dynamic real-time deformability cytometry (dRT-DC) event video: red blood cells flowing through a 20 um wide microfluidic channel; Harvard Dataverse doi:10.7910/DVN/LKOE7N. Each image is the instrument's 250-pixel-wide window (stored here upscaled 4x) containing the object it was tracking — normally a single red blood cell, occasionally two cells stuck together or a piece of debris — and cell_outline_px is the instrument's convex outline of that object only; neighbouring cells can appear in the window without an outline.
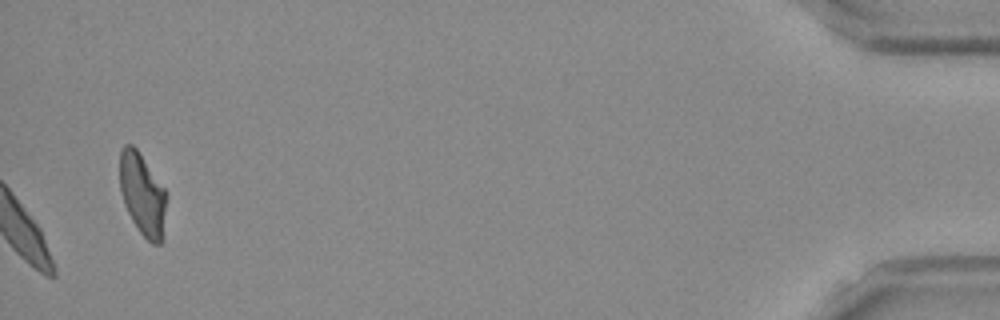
{"species": "Egyptian fruit bat (a non-hibernating species)", "species_latin": "Rousettus aegyptiacus", "temperature_condition": "room temperature", "stored_images_in_passage": 38, "camera_frame_rate_fps": 3000, "um_per_image_px": 0.085, "frame": {"image": 1, "passage_image": 38, "time_ms": 12.333, "image_size_px": [1000, 320], "cell_outline_px": [[168, 196], [164, 240], [160, 244], [152, 244], [140, 232], [132, 220], [124, 204], [120, 192], [120, 148], [124, 144], [132, 144], [136, 148], [168, 192]], "centroid_in_image_um": [12.15, 16.55], "position_along_channel_um": 423.0, "area_um2": 23.0}}